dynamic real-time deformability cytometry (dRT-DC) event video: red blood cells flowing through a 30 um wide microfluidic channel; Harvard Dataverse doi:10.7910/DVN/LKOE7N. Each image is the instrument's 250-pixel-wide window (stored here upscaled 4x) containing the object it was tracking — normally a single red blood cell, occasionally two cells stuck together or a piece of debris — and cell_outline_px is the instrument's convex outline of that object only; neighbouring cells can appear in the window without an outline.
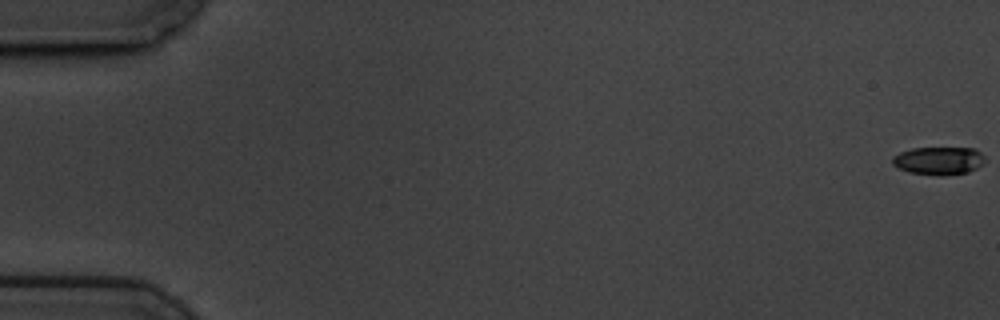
{"species": "common noctule bat (a hibernating species)", "species_latin": "Nyctalus noctula", "temperature_condition": "cold", "stored_images_in_passage": 60, "camera_frame_rate_fps": 3000, "um_per_image_px": 0.085, "animal": {"sex": "male", "body_mass_g": 19.5, "forearm_length_mm": 54.6}, "frame": {"image": 1, "passage_image": 1, "time_ms": 0.0, "image_size_px": [1000, 320], "cell_outline_px": [[984, 164], [968, 172], [940, 176], [908, 172], [896, 168], [892, 164], [892, 156], [900, 152], [912, 148], [976, 148], [984, 156]], "centroid_in_image_um": [79.77, 13.66], "position_along_channel_um": 5.2, "area_um2": 15.26}}
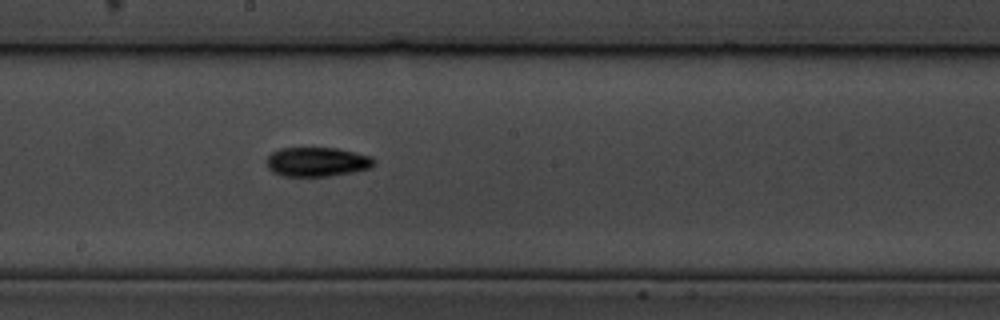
{"frame": {"image": 2, "passage_image": 34, "time_ms": 11.0, "image_size_px": [1000, 320], "cell_outline_px": [[376, 164], [372, 168], [352, 172], [328, 176], [280, 176], [272, 172], [268, 168], [268, 156], [272, 152], [280, 148], [336, 148], [372, 156], [376, 160]], "centroid_in_image_um": [26.98, 13.76], "position_along_channel_um": 221.2, "area_um2": 18.44}}
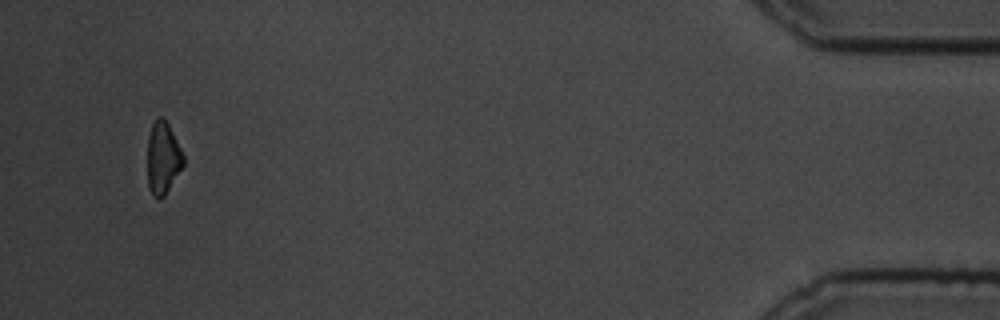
{"frame": {"image": 3, "passage_image": 58, "time_ms": 19.0, "image_size_px": [1000, 320], "cell_outline_px": [[184, 164], [164, 196], [160, 200], [152, 196], [148, 188], [148, 136], [152, 124], [156, 116], [164, 116], [184, 156]], "centroid_in_image_um": [13.83, 13.43], "position_along_channel_um": 421.4, "area_um2": 15.14}, "authors_computed_cell_mechanics": {"area_um2": 16.9643, "velocity_mm_per_s": 3.4288, "shape_relaxation_time_tau1_ms": 4.1441, "shape_relaxation_time_tau2_ms": null, "deformation_change_tau1": 0.1357, "deformation_change_tau2": null}}